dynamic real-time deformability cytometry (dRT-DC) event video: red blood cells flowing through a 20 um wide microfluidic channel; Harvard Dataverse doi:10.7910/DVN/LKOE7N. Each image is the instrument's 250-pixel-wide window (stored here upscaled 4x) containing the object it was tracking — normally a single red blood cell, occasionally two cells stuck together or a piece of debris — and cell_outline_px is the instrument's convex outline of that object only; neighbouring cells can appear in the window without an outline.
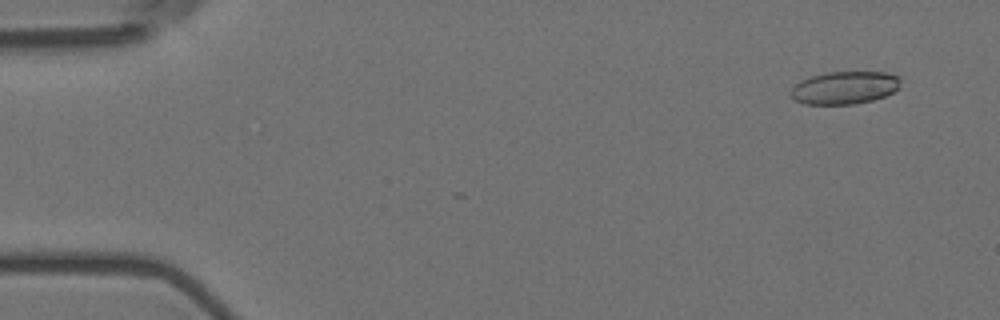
{"species": "Egyptian fruit bat (a non-hibernating species)", "species_latin": "Rousettus aegyptiacus", "temperature_condition": "room temperature", "stored_images_in_passage": 6, "camera_frame_rate_fps": 3000, "um_per_image_px": 0.085, "animal": {"sex": "female"}, "frame": {"image": 1, "passage_image": 1, "time_ms": 0.0, "image_size_px": [1000, 320], "cell_outline_px": [[900, 88], [884, 96], [872, 100], [852, 104], [804, 104], [796, 100], [792, 96], [792, 88], [800, 80], [808, 76], [824, 72], [888, 72], [900, 76]], "centroid_in_image_um": [71.81, 7.43], "position_along_channel_um": 13.2, "area_um2": 21.04}}
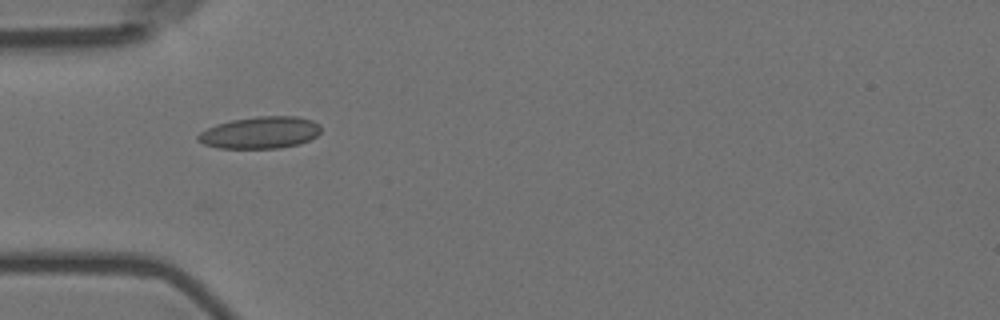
{"frame": {"image": 2, "passage_image": 5, "time_ms": 1.333, "image_size_px": [1000, 320], "cell_outline_px": [[320, 132], [316, 136], [300, 144], [280, 148], [220, 148], [204, 144], [196, 140], [196, 136], [200, 132], [216, 124], [232, 120], [256, 116], [296, 116], [312, 120], [320, 124]], "centroid_in_image_um": [22.12, 11.27], "position_along_channel_um": 62.9, "area_um2": 22.95}}
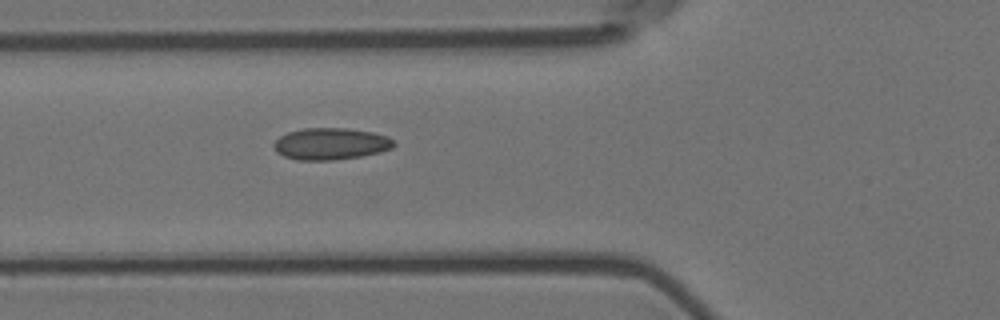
{"frame": {"image": 3, "passage_image": 6, "time_ms": 1.667, "image_size_px": [1000, 320], "cell_outline_px": [[396, 144], [392, 148], [380, 152], [360, 156], [332, 160], [296, 160], [284, 156], [276, 152], [272, 144], [280, 136], [288, 132], [304, 128], [348, 128], [372, 132], [388, 136]], "centroid_in_image_um": [28.1, 12.22], "position_along_channel_um": 97.7, "area_um2": 22.25}}